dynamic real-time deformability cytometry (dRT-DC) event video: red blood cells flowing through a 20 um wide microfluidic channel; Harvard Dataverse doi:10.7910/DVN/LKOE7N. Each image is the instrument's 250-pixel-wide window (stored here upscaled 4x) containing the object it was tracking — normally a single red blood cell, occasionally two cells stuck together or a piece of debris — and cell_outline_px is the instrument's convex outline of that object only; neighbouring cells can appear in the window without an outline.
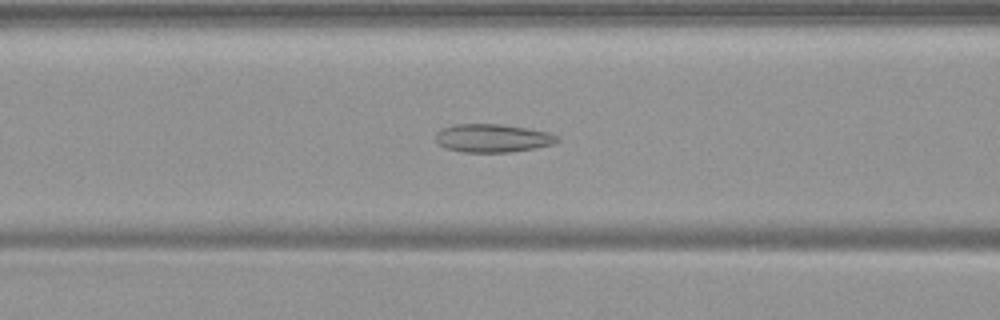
{"species": "common noctule bat (a hibernating species)", "species_latin": "Nyctalus noctula", "temperature_condition": "warm", "stored_images_in_passage": 42, "camera_frame_rate_fps": 3000, "um_per_image_px": 0.085, "animal": {"sex": "female", "body_mass_g": 19.9}, "frame": {"image": 1, "passage_image": 14, "time_ms": 4.333, "image_size_px": [1000, 320], "cell_outline_px": [[560, 140], [552, 144], [536, 148], [512, 152], [464, 152], [444, 148], [436, 140], [436, 132], [440, 128], [452, 124], [500, 124], [548, 132], [560, 136]], "centroid_in_image_um": [41.86, 11.74], "position_along_channel_um": 124.7, "area_um2": 20.11}}
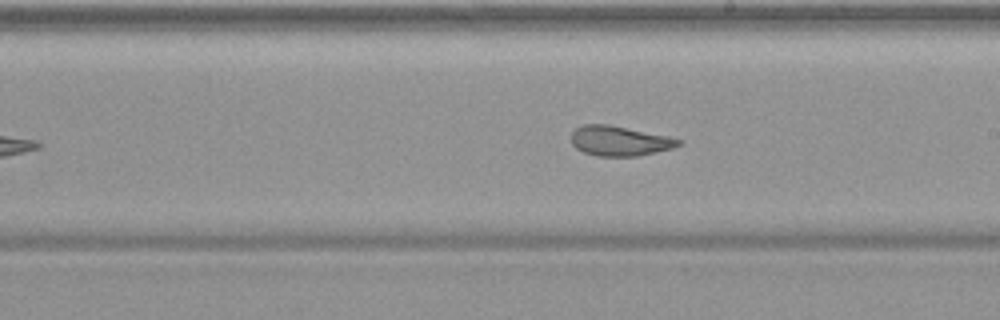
{"frame": {"image": 2, "passage_image": 23, "time_ms": 7.333, "image_size_px": [1000, 320], "cell_outline_px": [[684, 144], [672, 148], [636, 156], [596, 156], [584, 152], [576, 148], [572, 144], [572, 132], [576, 128], [584, 124], [608, 124], [668, 136], [684, 140]], "centroid_in_image_um": [52.68, 11.97], "position_along_channel_um": 236.3, "area_um2": 18.67}}
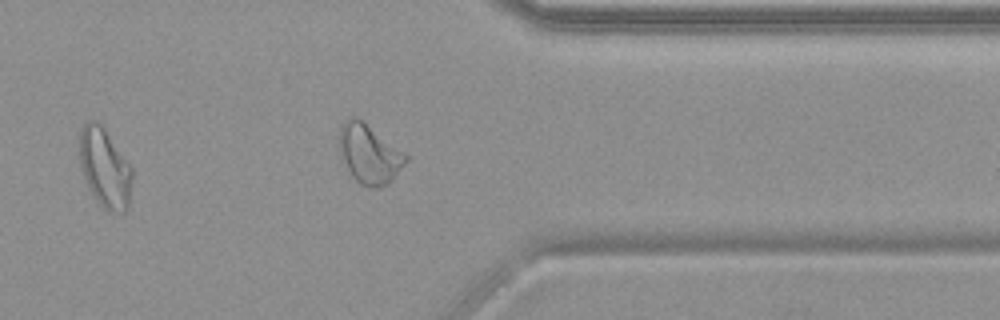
{"frame": {"image": 3, "passage_image": 35, "time_ms": 11.333, "image_size_px": [1000, 320], "cell_outline_px": [[132, 180], [128, 208], [124, 212], [108, 212], [96, 200], [84, 180], [80, 164], [80, 128], [84, 120], [96, 120], [104, 128], [132, 168]], "centroid_in_image_um": [8.89, 14.27], "position_along_channel_um": 402.5, "area_um2": 24.39}, "authors_computed_cell_mechanics": {"area_um2": 21.0681, "velocity_mm_per_s": 3.726, "shape_relaxation_time_tau1_ms": null, "shape_relaxation_time_tau2_ms": 1.5019, "deformation_change_tau1": null, "deformation_change_tau2": 0.0894}}